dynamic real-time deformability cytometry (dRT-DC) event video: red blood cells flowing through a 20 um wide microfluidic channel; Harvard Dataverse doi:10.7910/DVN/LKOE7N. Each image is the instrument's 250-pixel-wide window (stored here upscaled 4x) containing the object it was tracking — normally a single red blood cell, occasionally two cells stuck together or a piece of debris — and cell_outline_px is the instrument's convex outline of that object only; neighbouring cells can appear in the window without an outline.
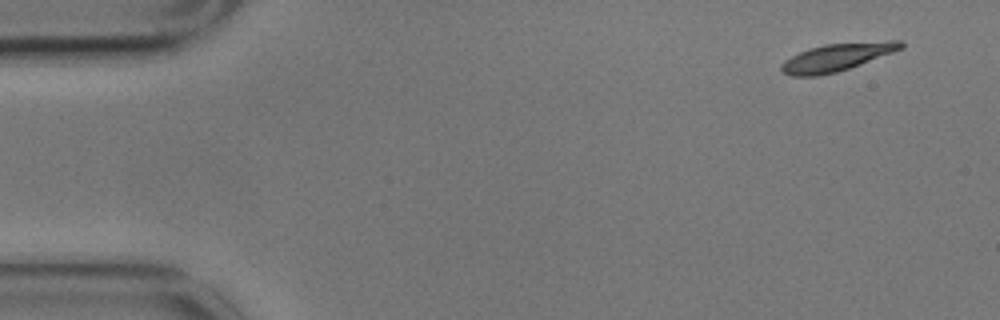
{"species": "common noctule bat (a hibernating species)", "species_latin": "Nyctalus noctula", "temperature_condition": "cold", "stored_images_in_passage": 7, "camera_frame_rate_fps": 3000, "um_per_image_px": 0.085, "animal": {"sex": "male", "body_mass_g": 17.9}, "frame": {"image": 1, "passage_image": 1, "time_ms": 0.0, "image_size_px": [1000, 320], "cell_outline_px": [[904, 48], [860, 64], [836, 72], [816, 76], [792, 76], [784, 72], [780, 68], [780, 64], [784, 60], [808, 48], [824, 44], [888, 40], [904, 40]], "centroid_in_image_um": [71.15, 4.84], "position_along_channel_um": 13.8, "area_um2": 19.25}}
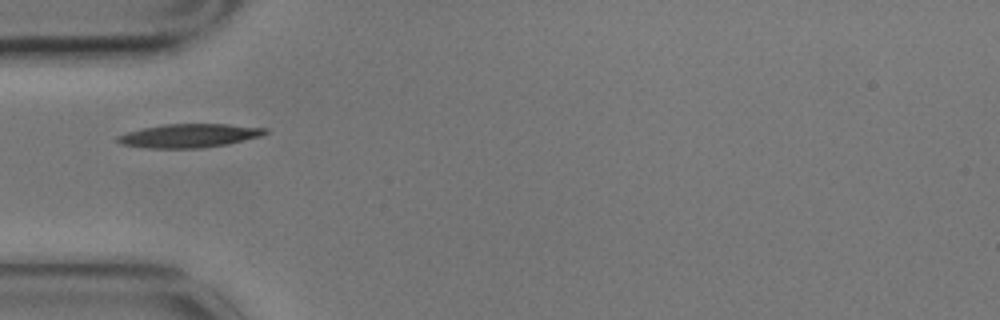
{"frame": {"image": 2, "passage_image": 5, "time_ms": 1.333, "image_size_px": [1000, 320], "cell_outline_px": [[268, 132], [260, 136], [228, 144], [200, 148], [144, 148], [120, 144], [116, 140], [116, 136], [140, 128], [164, 124], [228, 124], [268, 128]], "centroid_in_image_um": [16.05, 11.53], "position_along_channel_um": 68.9, "area_um2": 20.46}}